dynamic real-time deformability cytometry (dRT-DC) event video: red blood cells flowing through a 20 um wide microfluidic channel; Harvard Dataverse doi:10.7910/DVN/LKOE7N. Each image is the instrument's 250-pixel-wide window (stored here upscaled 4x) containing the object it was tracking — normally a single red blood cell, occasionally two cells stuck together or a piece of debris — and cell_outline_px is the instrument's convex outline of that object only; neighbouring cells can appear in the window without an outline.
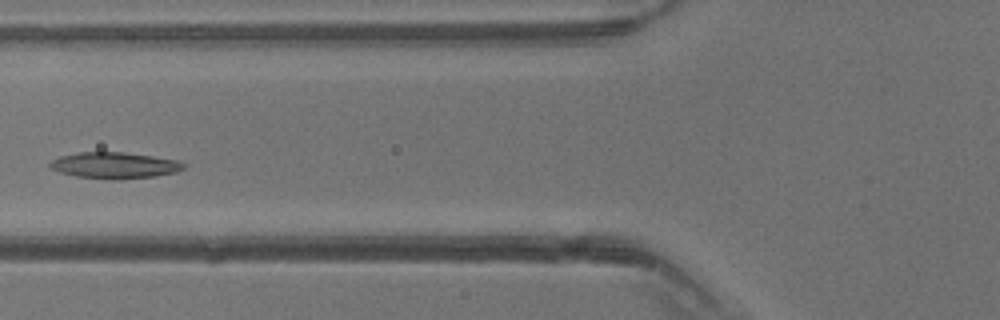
{"species": "common noctule bat (a hibernating species)", "species_latin": "Nyctalus noctula", "temperature_condition": "warm", "stored_images_in_passage": 39, "camera_frame_rate_fps": 3000, "um_per_image_px": 0.085, "animal": {"sex": "male", "body_mass_g": 13.3}, "frame": {"image": 1, "passage_image": 15, "time_ms": 4.667, "image_size_px": [1000, 320], "cell_outline_px": [[184, 168], [176, 172], [156, 176], [120, 180], [112, 180], [76, 176], [60, 172], [52, 168], [48, 164], [52, 160], [60, 156], [76, 152], [124, 152], [152, 156], [176, 160], [184, 164]], "centroid_in_image_um": [9.72, 14.06], "position_along_channel_um": 116.1, "area_um2": 20.46}}
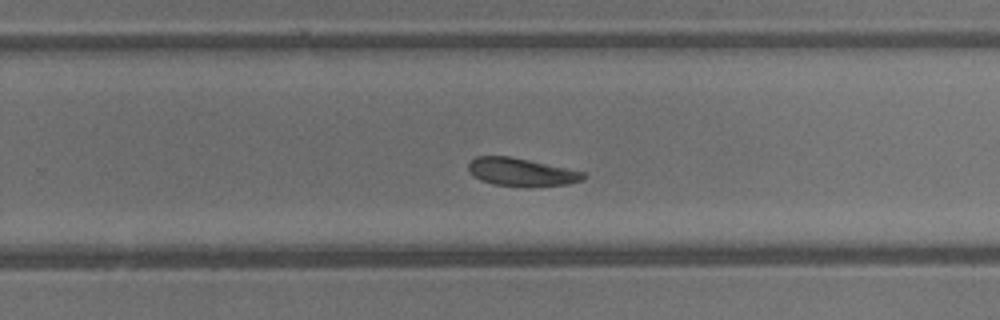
{"frame": {"image": 2, "passage_image": 25, "time_ms": 8.0, "image_size_px": [1000, 320], "cell_outline_px": [[588, 176], [584, 180], [568, 184], [532, 188], [528, 188], [492, 184], [480, 180], [472, 176], [468, 172], [468, 164], [476, 156], [508, 156], [528, 160], [584, 172]], "centroid_in_image_um": [44.31, 14.66], "position_along_channel_um": 285.5, "area_um2": 19.13}}
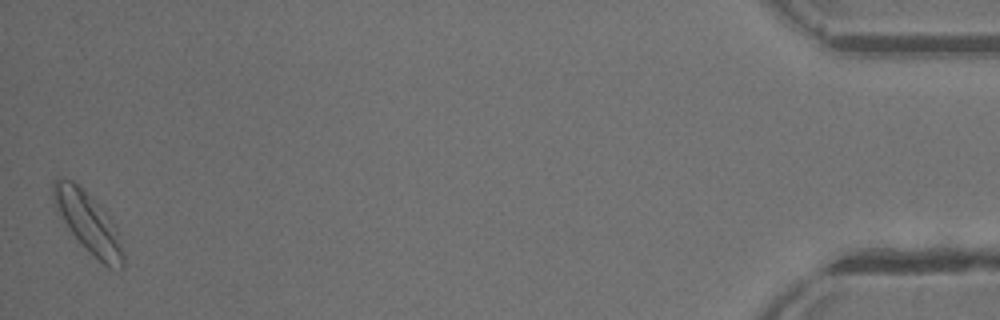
{"frame": {"image": 3, "passage_image": 39, "time_ms": 12.667, "image_size_px": [1000, 320], "cell_outline_px": [[124, 268], [108, 268], [68, 228], [52, 200], [52, 180], [60, 176], [72, 180], [104, 208], [120, 240], [124, 252]], "centroid_in_image_um": [7.48, 18.85], "position_along_channel_um": 427.7, "area_um2": 23.81}}